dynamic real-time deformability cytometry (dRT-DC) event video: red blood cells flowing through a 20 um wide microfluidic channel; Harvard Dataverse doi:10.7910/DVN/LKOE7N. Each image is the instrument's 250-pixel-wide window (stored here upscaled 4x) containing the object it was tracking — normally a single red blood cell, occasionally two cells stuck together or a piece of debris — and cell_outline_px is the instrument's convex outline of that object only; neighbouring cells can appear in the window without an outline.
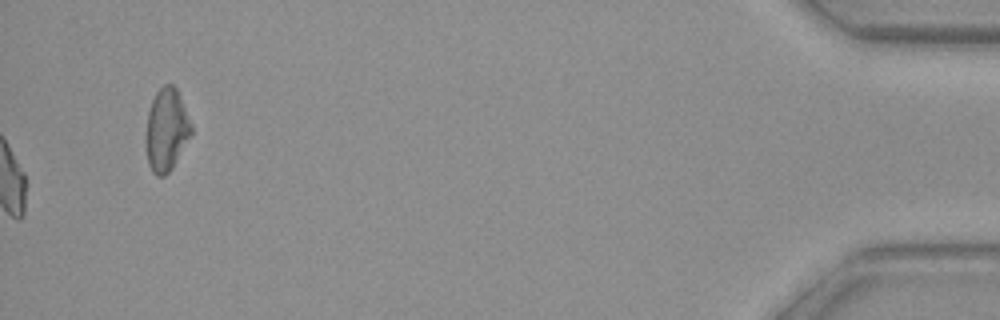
{"species": "common noctule bat (a hibernating species)", "species_latin": "Nyctalus noctula", "temperature_condition": "warm", "stored_images_in_passage": 51, "camera_frame_rate_fps": 3000, "um_per_image_px": 0.085, "animal": {"sex": "female", "body_mass_g": 29.2, "forearm_length_mm": 56.3}, "frame": {"image": 1, "passage_image": 51, "time_ms": 16.667, "image_size_px": [1000, 320], "cell_outline_px": [[192, 132], [172, 168], [164, 176], [156, 176], [152, 172], [148, 164], [144, 144], [144, 136], [148, 112], [152, 100], [156, 92], [164, 84], [172, 84], [176, 88], [180, 96], [192, 128]], "centroid_in_image_um": [14.1, 11.05], "position_along_channel_um": 421.1, "area_um2": 21.91}}